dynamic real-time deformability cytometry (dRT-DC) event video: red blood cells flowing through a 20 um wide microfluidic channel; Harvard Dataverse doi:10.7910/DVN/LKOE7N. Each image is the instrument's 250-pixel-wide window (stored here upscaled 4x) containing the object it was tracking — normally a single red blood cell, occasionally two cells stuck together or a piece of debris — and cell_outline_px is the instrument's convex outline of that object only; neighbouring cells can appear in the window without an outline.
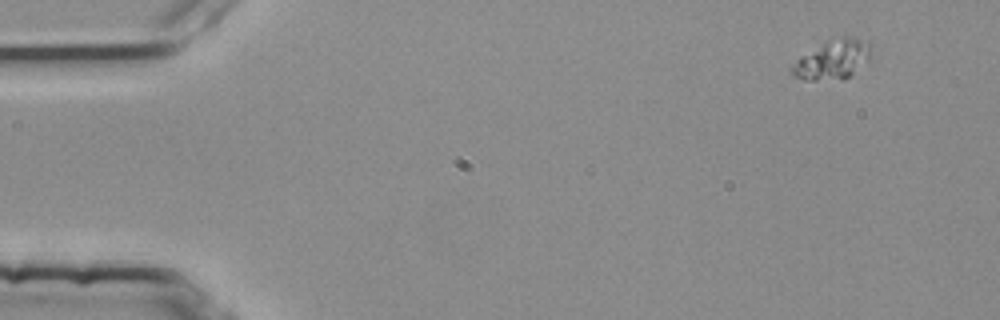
{"species": "common noctule bat (a hibernating species)", "species_latin": "Nyctalus noctula", "temperature_condition": "room temperature", "stored_images_in_passage": 3, "camera_frame_rate_fps": 3000, "um_per_image_px": 0.085, "animal": {"sex": "female", "body_mass_g": 25.1}, "frame": {"image": 1, "passage_image": 1, "time_ms": 0.0, "image_size_px": [1000, 320], "cell_outline_px": [[872, 44], [868, 60], [844, 80], [804, 80], [792, 76], [788, 72], [788, 68], [800, 56], [840, 36], [844, 36], [868, 40]], "centroid_in_image_um": [70.74, 5.09], "position_along_channel_um": 14.3, "area_um2": 18.15}}
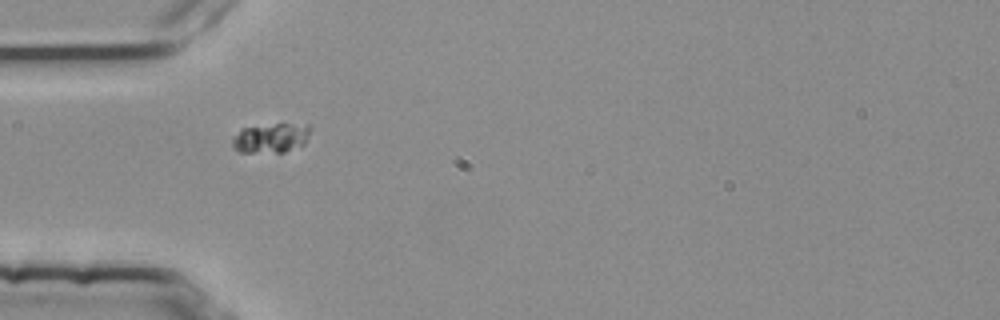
{"frame": {"image": 2, "passage_image": 3, "time_ms": 0.667, "image_size_px": [1000, 320], "cell_outline_px": [[308, 132], [304, 144], [300, 148], [284, 152], [240, 152], [232, 148], [232, 136], [240, 128], [276, 124], [308, 124]], "centroid_in_image_um": [22.97, 11.74], "position_along_channel_um": 62.0, "area_um2": 13.47}}